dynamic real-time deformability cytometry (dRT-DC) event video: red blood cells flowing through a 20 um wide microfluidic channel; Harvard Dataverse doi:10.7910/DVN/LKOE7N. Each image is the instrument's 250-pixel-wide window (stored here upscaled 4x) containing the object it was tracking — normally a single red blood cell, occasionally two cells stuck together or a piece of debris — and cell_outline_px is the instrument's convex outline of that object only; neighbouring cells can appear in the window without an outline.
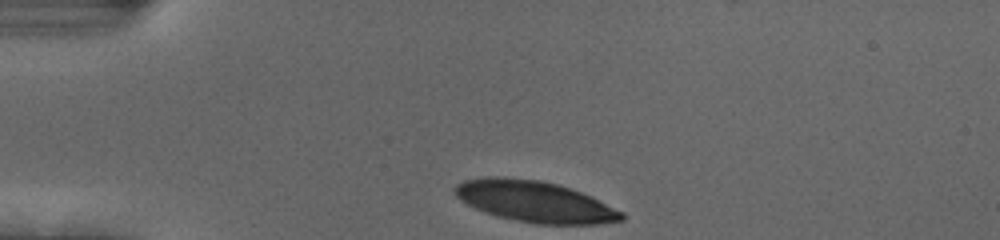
{"species": "human", "species_latin": "Homo sapiens", "temperature_condition": "cold", "stored_images_in_passage": 33, "camera_frame_rate_fps": 3000, "um_per_image_px": 0.085, "donor": {"sex": "female"}, "frame": {"image": 1, "passage_image": 1, "time_ms": 0.0, "image_size_px": [1000, 240], "cell_outline_px": [[624, 220], [596, 224], [536, 224], [496, 216], [484, 212], [460, 200], [456, 196], [452, 188], [456, 184], [464, 180], [492, 176], [504, 176], [540, 180], [556, 184], [592, 196], [624, 212]], "centroid_in_image_um": [45.44, 17.13], "position_along_channel_um": 39.6, "area_um2": 40.06}}
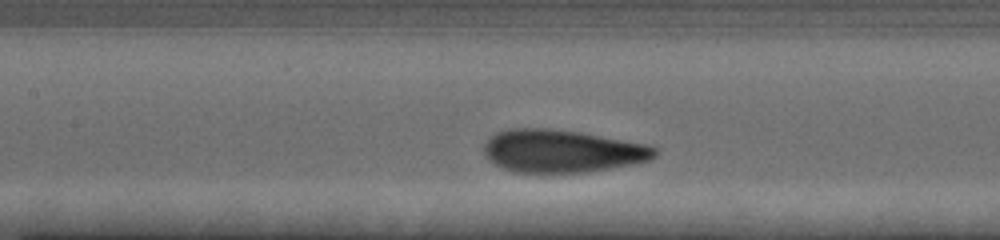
{"frame": {"image": 2, "passage_image": 14, "time_ms": 4.333, "image_size_px": [1000, 240], "cell_outline_px": [[656, 156], [648, 160], [636, 164], [588, 172], [512, 172], [500, 168], [492, 164], [488, 160], [484, 152], [484, 144], [496, 132], [508, 128], [548, 128], [580, 132], [648, 144], [656, 148]], "centroid_in_image_um": [47.75, 12.84], "position_along_channel_um": 159.6, "area_um2": 42.89}}
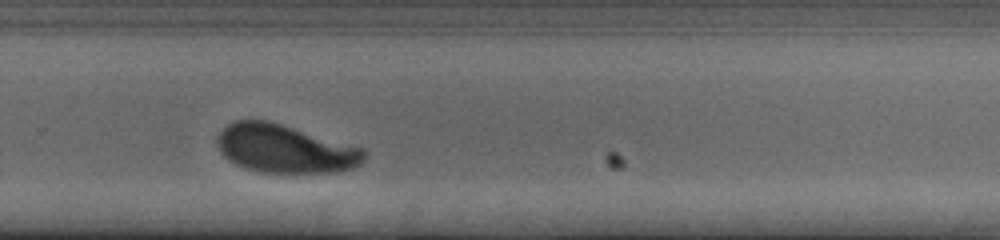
{"frame": {"image": 3, "passage_image": 26, "time_ms": 8.333, "image_size_px": [1000, 240], "cell_outline_px": [[364, 160], [360, 164], [352, 168], [332, 172], [260, 172], [244, 168], [228, 160], [220, 152], [216, 144], [216, 140], [220, 132], [228, 124], [236, 120], [268, 120], [364, 148]], "centroid_in_image_um": [24.19, 12.64], "position_along_channel_um": 305.6, "area_um2": 41.15}, "authors_computed_cell_mechanics": {"area_um2": 42.0206, "velocity_mm_per_s": 3.6693, "shape_relaxation_time_tau1_ms": 2.4326, "shape_relaxation_time_tau2_ms": null, "deformation_change_tau1": 0.1427, "deformation_change_tau2": null}}